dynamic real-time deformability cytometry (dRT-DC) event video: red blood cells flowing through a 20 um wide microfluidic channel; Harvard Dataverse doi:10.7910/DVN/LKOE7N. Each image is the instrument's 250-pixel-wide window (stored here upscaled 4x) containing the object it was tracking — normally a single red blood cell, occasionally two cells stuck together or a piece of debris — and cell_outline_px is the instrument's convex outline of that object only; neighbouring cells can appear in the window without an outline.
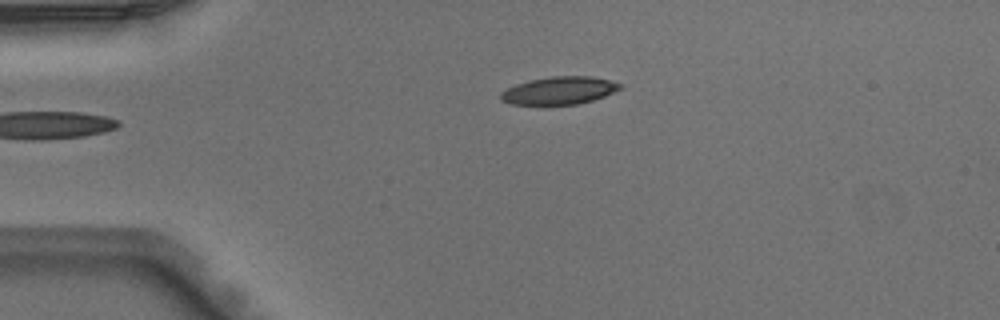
{"species": "Egyptian fruit bat (a non-hibernating species)", "species_latin": "Rousettus aegyptiacus", "temperature_condition": "warm", "stored_images_in_passage": 3, "camera_frame_rate_fps": 3000, "um_per_image_px": 0.085, "animal": {"sex": "male"}, "frame": {"image": 1, "passage_image": 3, "time_ms": 0.667, "image_size_px": [1000, 320], "cell_outline_px": [[624, 88], [604, 96], [592, 100], [576, 104], [512, 104], [500, 100], [500, 92], [516, 84], [528, 80], [552, 76], [592, 76], [624, 84]], "centroid_in_image_um": [47.56, 7.68], "position_along_channel_um": 37.4, "area_um2": 19.25}}